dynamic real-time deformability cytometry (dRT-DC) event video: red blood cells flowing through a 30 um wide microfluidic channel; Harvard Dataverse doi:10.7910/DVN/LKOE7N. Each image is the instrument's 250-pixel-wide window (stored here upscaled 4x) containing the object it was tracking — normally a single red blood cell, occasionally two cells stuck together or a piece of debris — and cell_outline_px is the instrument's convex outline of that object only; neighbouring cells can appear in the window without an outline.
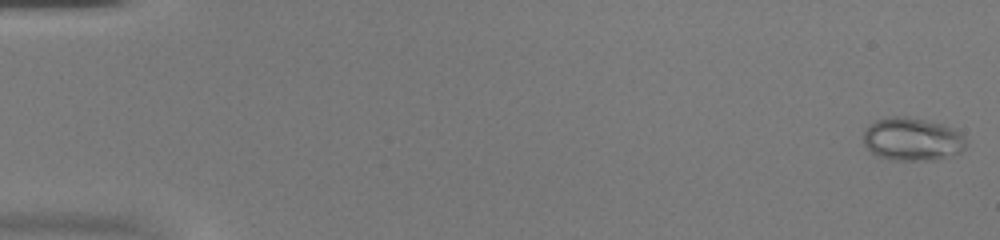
{"species": "common noctule bat (a hibernating species)", "species_latin": "Nyctalus noctula", "temperature_condition": "warm", "stored_images_in_passage": 53, "camera_frame_rate_fps": 3000, "um_per_image_px": 0.085, "animal": {"sex": "female", "body_mass_g": 20.0, "forearm_length_mm": 54.0}, "frame": {"image": 1, "passage_image": 1, "time_ms": 0.0, "image_size_px": [1000, 240], "cell_outline_px": [[964, 148], [960, 152], [932, 160], [892, 160], [876, 156], [864, 144], [864, 132], [876, 120], [888, 116], [908, 116], [940, 124], [952, 128], [960, 132], [964, 136]], "centroid_in_image_um": [77.51, 11.83], "position_along_channel_um": 7.5, "area_um2": 25.43}}
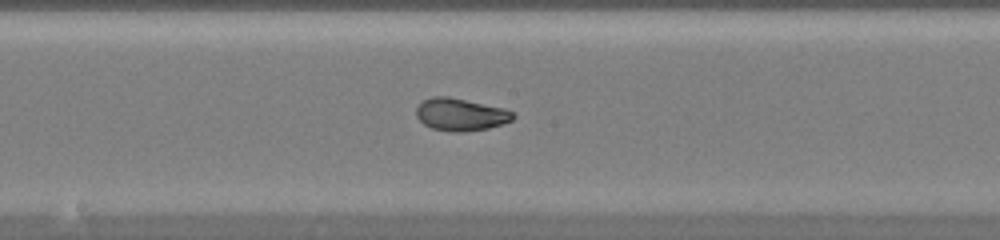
{"frame": {"image": 2, "passage_image": 29, "time_ms": 9.333, "image_size_px": [1000, 240], "cell_outline_px": [[516, 116], [512, 120], [504, 124], [488, 128], [464, 132], [452, 132], [432, 128], [424, 124], [416, 116], [416, 108], [424, 100], [432, 96], [448, 96], [504, 108], [512, 112]], "centroid_in_image_um": [39.16, 9.73], "position_along_channel_um": 209.0, "area_um2": 18.32}}
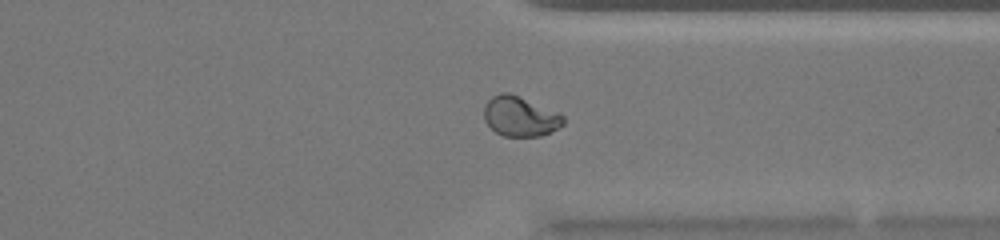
{"frame": {"image": 3, "passage_image": 41, "time_ms": 13.333, "image_size_px": [1000, 240], "cell_outline_px": [[564, 124], [540, 136], [504, 136], [496, 132], [484, 120], [484, 104], [492, 96], [500, 92], [508, 92], [564, 116]], "centroid_in_image_um": [44.15, 9.89], "position_along_channel_um": 367.3, "area_um2": 17.98}, "authors_computed_cell_mechanics": {"area_um2": 20.0566, "velocity_mm_per_s": 3.9585, "shape_relaxation_time_tau1_ms": 9.4294, "shape_relaxation_time_tau2_ms": null, "deformation_change_tau1": 0.2704, "deformation_change_tau2": null}}